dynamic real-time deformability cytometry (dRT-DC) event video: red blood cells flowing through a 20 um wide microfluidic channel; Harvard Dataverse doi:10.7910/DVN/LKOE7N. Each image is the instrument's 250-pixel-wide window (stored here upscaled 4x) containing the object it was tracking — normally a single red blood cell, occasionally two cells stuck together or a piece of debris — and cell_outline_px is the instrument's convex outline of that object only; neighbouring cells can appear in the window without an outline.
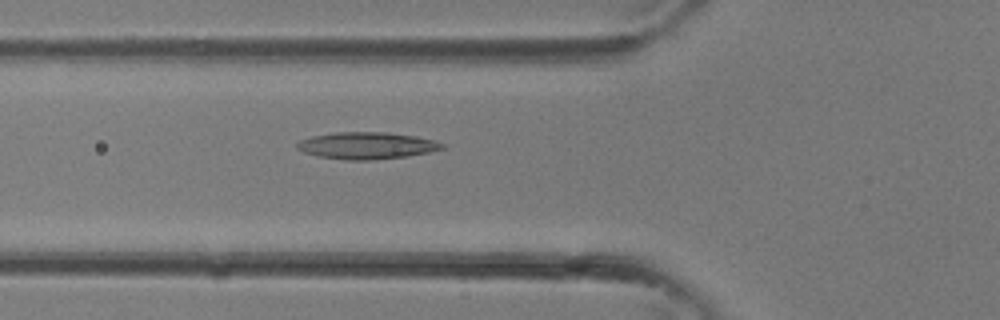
{"species": "common noctule bat (a hibernating species)", "species_latin": "Nyctalus noctula", "temperature_condition": "room temperature", "stored_images_in_passage": 30, "camera_frame_rate_fps": 3000, "um_per_image_px": 0.085, "animal": {"sex": "female"}, "frame": {"image": 1, "passage_image": 9, "time_ms": 2.667, "image_size_px": [1000, 320], "cell_outline_px": [[448, 148], [408, 156], [372, 160], [348, 160], [316, 156], [304, 152], [296, 148], [296, 144], [300, 140], [312, 136], [336, 132], [384, 132], [416, 136], [432, 140], [444, 144]], "centroid_in_image_um": [31.17, 12.38], "position_along_channel_um": 94.6, "area_um2": 22.77}}
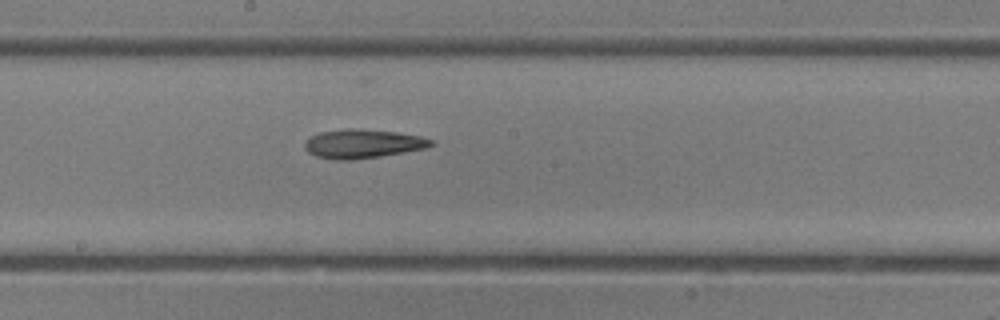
{"frame": {"image": 2, "passage_image": 15, "time_ms": 4.667, "image_size_px": [1000, 320], "cell_outline_px": [[436, 144], [428, 148], [380, 156], [352, 160], [336, 160], [316, 156], [308, 152], [304, 148], [304, 144], [312, 136], [320, 132], [348, 128], [352, 128], [396, 132], [420, 136], [436, 140]], "centroid_in_image_um": [30.89, 12.22], "position_along_channel_um": 217.3, "area_um2": 21.33}}
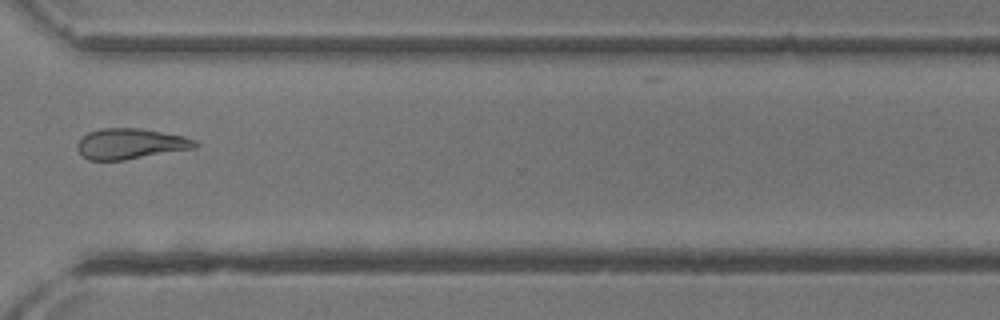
{"frame": {"image": 3, "passage_image": 22, "time_ms": 7.0, "image_size_px": [1000, 320], "cell_outline_px": [[200, 144], [196, 148], [124, 160], [88, 160], [76, 148], [76, 144], [88, 132], [100, 128], [140, 128], [184, 136], [196, 140]], "centroid_in_image_um": [11.11, 12.22], "position_along_channel_um": 359.5, "area_um2": 21.04}}